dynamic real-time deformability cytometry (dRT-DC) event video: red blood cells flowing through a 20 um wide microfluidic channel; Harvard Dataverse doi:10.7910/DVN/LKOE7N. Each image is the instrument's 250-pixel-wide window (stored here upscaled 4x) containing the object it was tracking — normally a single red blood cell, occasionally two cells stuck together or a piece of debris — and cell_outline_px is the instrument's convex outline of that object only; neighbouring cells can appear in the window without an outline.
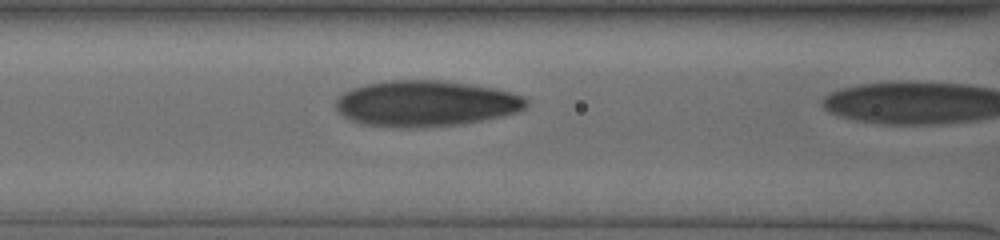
{"species": "human", "species_latin": "Homo sapiens", "temperature_condition": "cold", "stored_images_in_passage": 18, "camera_frame_rate_fps": 3000, "um_per_image_px": 0.085, "donor": {"sex": "male"}, "frame": {"image": 1, "passage_image": 17, "time_ms": 5.333, "image_size_px": [1000, 240], "cell_outline_px": [[528, 104], [520, 112], [460, 124], [424, 128], [400, 128], [360, 124], [344, 116], [336, 108], [336, 100], [344, 92], [352, 88], [368, 84], [392, 80], [440, 80], [468, 84], [492, 88], [512, 92], [524, 96], [528, 100]], "centroid_in_image_um": [36.2, 8.81], "position_along_channel_um": 130.4, "area_um2": 50.98}}